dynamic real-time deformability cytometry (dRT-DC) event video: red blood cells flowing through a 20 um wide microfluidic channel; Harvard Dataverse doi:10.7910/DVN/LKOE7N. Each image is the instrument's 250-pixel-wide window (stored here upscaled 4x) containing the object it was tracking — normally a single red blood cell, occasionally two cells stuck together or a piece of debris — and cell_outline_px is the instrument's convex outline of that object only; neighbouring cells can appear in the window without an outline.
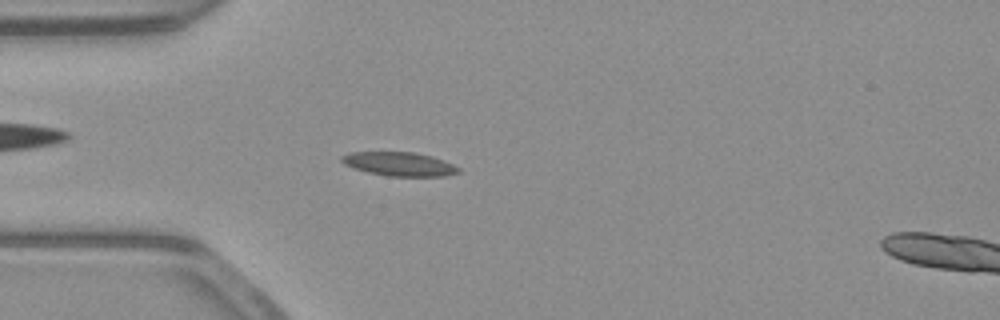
{"species": "common noctule bat (a hibernating species)", "species_latin": "Nyctalus noctula", "temperature_condition": "warm", "stored_images_in_passage": 51, "camera_frame_rate_fps": 3000, "um_per_image_px": 0.085, "animal": {"sex": "male", "body_mass_g": 23.1, "forearm_length_mm": 52.7}, "frame": {"image": 1, "passage_image": 13, "time_ms": 4.0, "image_size_px": [1000, 320], "cell_outline_px": [[460, 172], [444, 176], [388, 176], [368, 172], [352, 168], [344, 164], [340, 160], [340, 156], [348, 152], [412, 152], [432, 156], [444, 160], [460, 168]], "centroid_in_image_um": [33.91, 13.94], "position_along_channel_um": 51.1, "area_um2": 16.3}}
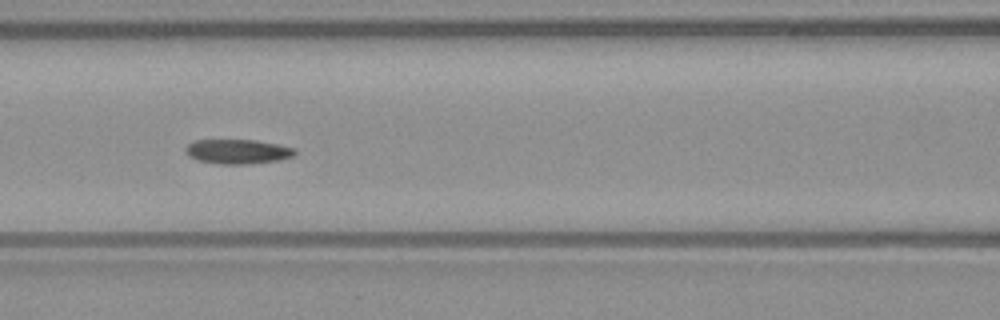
{"frame": {"image": 2, "passage_image": 21, "time_ms": 6.667, "image_size_px": [1000, 320], "cell_outline_px": [[296, 152], [292, 156], [280, 160], [248, 164], [220, 164], [196, 160], [184, 148], [188, 144], [196, 140], [256, 140], [296, 148]], "centroid_in_image_um": [20.23, 12.88], "position_along_channel_um": 146.4, "area_um2": 15.49}}
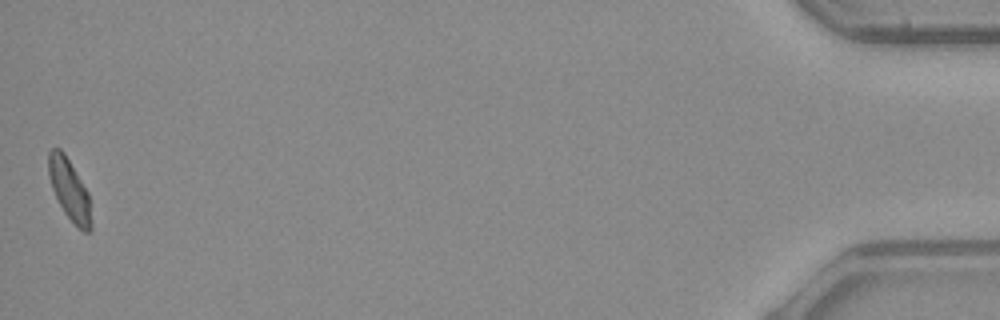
{"frame": {"image": 3, "passage_image": 51, "time_ms": 16.667, "image_size_px": [1000, 320], "cell_outline_px": [[92, 232], [84, 232], [64, 212], [52, 188], [48, 172], [48, 152], [52, 148], [60, 148], [64, 152], [88, 192], [92, 224]], "centroid_in_image_um": [5.91, 16.11], "position_along_channel_um": 429.3, "area_um2": 14.97}, "authors_computed_cell_mechanics": {"area_um2": 15.5482, "velocity_mm_per_s": 3.8692, "shape_relaxation_time_tau1_ms": 4.3676, "shape_relaxation_time_tau2_ms": 4.0387, "deformation_change_tau1": 0.1557, "deformation_change_tau2": 0.1116}}